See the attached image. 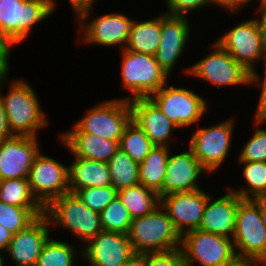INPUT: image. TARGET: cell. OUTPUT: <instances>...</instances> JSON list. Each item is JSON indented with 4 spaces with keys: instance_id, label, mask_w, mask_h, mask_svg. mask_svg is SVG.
<instances>
[{
    "instance_id": "obj_1",
    "label": "cell",
    "mask_w": 266,
    "mask_h": 266,
    "mask_svg": "<svg viewBox=\"0 0 266 266\" xmlns=\"http://www.w3.org/2000/svg\"><path fill=\"white\" fill-rule=\"evenodd\" d=\"M7 74L0 75L2 87ZM8 94L0 99L6 112L8 125L14 135L37 137L38 129L47 126L46 114L42 111L39 100L33 88L23 80L10 83Z\"/></svg>"
},
{
    "instance_id": "obj_2",
    "label": "cell",
    "mask_w": 266,
    "mask_h": 266,
    "mask_svg": "<svg viewBox=\"0 0 266 266\" xmlns=\"http://www.w3.org/2000/svg\"><path fill=\"white\" fill-rule=\"evenodd\" d=\"M127 236L135 253L164 252L181 247L182 236L161 205L150 214L132 219Z\"/></svg>"
},
{
    "instance_id": "obj_3",
    "label": "cell",
    "mask_w": 266,
    "mask_h": 266,
    "mask_svg": "<svg viewBox=\"0 0 266 266\" xmlns=\"http://www.w3.org/2000/svg\"><path fill=\"white\" fill-rule=\"evenodd\" d=\"M233 246L238 259L266 263V228L260 214V198L239 196ZM237 251V252H236Z\"/></svg>"
},
{
    "instance_id": "obj_4",
    "label": "cell",
    "mask_w": 266,
    "mask_h": 266,
    "mask_svg": "<svg viewBox=\"0 0 266 266\" xmlns=\"http://www.w3.org/2000/svg\"><path fill=\"white\" fill-rule=\"evenodd\" d=\"M44 215L50 224L66 227L85 243L103 230L99 213L88 208L74 193L52 200L44 208Z\"/></svg>"
},
{
    "instance_id": "obj_5",
    "label": "cell",
    "mask_w": 266,
    "mask_h": 266,
    "mask_svg": "<svg viewBox=\"0 0 266 266\" xmlns=\"http://www.w3.org/2000/svg\"><path fill=\"white\" fill-rule=\"evenodd\" d=\"M55 0H0V33L12 45L20 43L32 26L49 17Z\"/></svg>"
},
{
    "instance_id": "obj_6",
    "label": "cell",
    "mask_w": 266,
    "mask_h": 266,
    "mask_svg": "<svg viewBox=\"0 0 266 266\" xmlns=\"http://www.w3.org/2000/svg\"><path fill=\"white\" fill-rule=\"evenodd\" d=\"M181 246L186 266L195 261L202 266H229L238 259L232 239L198 229L184 233Z\"/></svg>"
},
{
    "instance_id": "obj_7",
    "label": "cell",
    "mask_w": 266,
    "mask_h": 266,
    "mask_svg": "<svg viewBox=\"0 0 266 266\" xmlns=\"http://www.w3.org/2000/svg\"><path fill=\"white\" fill-rule=\"evenodd\" d=\"M121 75L123 86L134 98H148L167 84L168 75L155 56L123 49Z\"/></svg>"
},
{
    "instance_id": "obj_8",
    "label": "cell",
    "mask_w": 266,
    "mask_h": 266,
    "mask_svg": "<svg viewBox=\"0 0 266 266\" xmlns=\"http://www.w3.org/2000/svg\"><path fill=\"white\" fill-rule=\"evenodd\" d=\"M132 120L130 100L117 99L101 102L88 109L83 118L67 132H84L110 140H120Z\"/></svg>"
},
{
    "instance_id": "obj_9",
    "label": "cell",
    "mask_w": 266,
    "mask_h": 266,
    "mask_svg": "<svg viewBox=\"0 0 266 266\" xmlns=\"http://www.w3.org/2000/svg\"><path fill=\"white\" fill-rule=\"evenodd\" d=\"M94 4L79 7L75 14L78 15L79 27L83 31V41L101 46L123 45L126 46L134 19L124 14H105L87 21ZM89 22V23H88Z\"/></svg>"
},
{
    "instance_id": "obj_10",
    "label": "cell",
    "mask_w": 266,
    "mask_h": 266,
    "mask_svg": "<svg viewBox=\"0 0 266 266\" xmlns=\"http://www.w3.org/2000/svg\"><path fill=\"white\" fill-rule=\"evenodd\" d=\"M165 84L148 98L179 128L198 122L207 109V102L186 88Z\"/></svg>"
},
{
    "instance_id": "obj_11",
    "label": "cell",
    "mask_w": 266,
    "mask_h": 266,
    "mask_svg": "<svg viewBox=\"0 0 266 266\" xmlns=\"http://www.w3.org/2000/svg\"><path fill=\"white\" fill-rule=\"evenodd\" d=\"M215 50L190 68L187 74L211 82L218 88L223 85H253V75L237 63L217 42Z\"/></svg>"
},
{
    "instance_id": "obj_12",
    "label": "cell",
    "mask_w": 266,
    "mask_h": 266,
    "mask_svg": "<svg viewBox=\"0 0 266 266\" xmlns=\"http://www.w3.org/2000/svg\"><path fill=\"white\" fill-rule=\"evenodd\" d=\"M217 43L252 75L255 61L264 60L262 33L257 19L239 23L225 33Z\"/></svg>"
},
{
    "instance_id": "obj_13",
    "label": "cell",
    "mask_w": 266,
    "mask_h": 266,
    "mask_svg": "<svg viewBox=\"0 0 266 266\" xmlns=\"http://www.w3.org/2000/svg\"><path fill=\"white\" fill-rule=\"evenodd\" d=\"M68 169L40 152L36 155L27 179L34 197L44 208L52 200L69 193Z\"/></svg>"
},
{
    "instance_id": "obj_14",
    "label": "cell",
    "mask_w": 266,
    "mask_h": 266,
    "mask_svg": "<svg viewBox=\"0 0 266 266\" xmlns=\"http://www.w3.org/2000/svg\"><path fill=\"white\" fill-rule=\"evenodd\" d=\"M234 121L226 120L210 128L197 130L189 148L206 172L213 173L221 166L230 151Z\"/></svg>"
},
{
    "instance_id": "obj_15",
    "label": "cell",
    "mask_w": 266,
    "mask_h": 266,
    "mask_svg": "<svg viewBox=\"0 0 266 266\" xmlns=\"http://www.w3.org/2000/svg\"><path fill=\"white\" fill-rule=\"evenodd\" d=\"M41 152L37 137L14 135L0 141V181L28 178L36 155Z\"/></svg>"
},
{
    "instance_id": "obj_16",
    "label": "cell",
    "mask_w": 266,
    "mask_h": 266,
    "mask_svg": "<svg viewBox=\"0 0 266 266\" xmlns=\"http://www.w3.org/2000/svg\"><path fill=\"white\" fill-rule=\"evenodd\" d=\"M208 198L209 195L202 189L176 192L160 197V205L182 236L188 231L198 229Z\"/></svg>"
},
{
    "instance_id": "obj_17",
    "label": "cell",
    "mask_w": 266,
    "mask_h": 266,
    "mask_svg": "<svg viewBox=\"0 0 266 266\" xmlns=\"http://www.w3.org/2000/svg\"><path fill=\"white\" fill-rule=\"evenodd\" d=\"M81 250L92 266H122L134 253L126 234L101 231Z\"/></svg>"
},
{
    "instance_id": "obj_18",
    "label": "cell",
    "mask_w": 266,
    "mask_h": 266,
    "mask_svg": "<svg viewBox=\"0 0 266 266\" xmlns=\"http://www.w3.org/2000/svg\"><path fill=\"white\" fill-rule=\"evenodd\" d=\"M186 17L166 13L161 15V39L155 58L168 76L183 53L189 37L190 25Z\"/></svg>"
},
{
    "instance_id": "obj_19",
    "label": "cell",
    "mask_w": 266,
    "mask_h": 266,
    "mask_svg": "<svg viewBox=\"0 0 266 266\" xmlns=\"http://www.w3.org/2000/svg\"><path fill=\"white\" fill-rule=\"evenodd\" d=\"M49 225L47 217L42 215L26 229L13 234L6 251L17 266H36L42 248L49 238Z\"/></svg>"
},
{
    "instance_id": "obj_20",
    "label": "cell",
    "mask_w": 266,
    "mask_h": 266,
    "mask_svg": "<svg viewBox=\"0 0 266 266\" xmlns=\"http://www.w3.org/2000/svg\"><path fill=\"white\" fill-rule=\"evenodd\" d=\"M134 121L154 146H169L172 131L178 128L149 98L129 99Z\"/></svg>"
},
{
    "instance_id": "obj_21",
    "label": "cell",
    "mask_w": 266,
    "mask_h": 266,
    "mask_svg": "<svg viewBox=\"0 0 266 266\" xmlns=\"http://www.w3.org/2000/svg\"><path fill=\"white\" fill-rule=\"evenodd\" d=\"M184 153L170 155L165 179L162 184V196L176 193L199 190L197 178L206 171L192 150L188 147Z\"/></svg>"
},
{
    "instance_id": "obj_22",
    "label": "cell",
    "mask_w": 266,
    "mask_h": 266,
    "mask_svg": "<svg viewBox=\"0 0 266 266\" xmlns=\"http://www.w3.org/2000/svg\"><path fill=\"white\" fill-rule=\"evenodd\" d=\"M209 196L198 230L233 238L236 224L239 195L233 190L214 201Z\"/></svg>"
},
{
    "instance_id": "obj_23",
    "label": "cell",
    "mask_w": 266,
    "mask_h": 266,
    "mask_svg": "<svg viewBox=\"0 0 266 266\" xmlns=\"http://www.w3.org/2000/svg\"><path fill=\"white\" fill-rule=\"evenodd\" d=\"M60 139L75 157L108 162L119 149V140L84 132H65Z\"/></svg>"
},
{
    "instance_id": "obj_24",
    "label": "cell",
    "mask_w": 266,
    "mask_h": 266,
    "mask_svg": "<svg viewBox=\"0 0 266 266\" xmlns=\"http://www.w3.org/2000/svg\"><path fill=\"white\" fill-rule=\"evenodd\" d=\"M69 192L76 193L87 187H106L111 185L107 162L75 157L68 166Z\"/></svg>"
},
{
    "instance_id": "obj_25",
    "label": "cell",
    "mask_w": 266,
    "mask_h": 266,
    "mask_svg": "<svg viewBox=\"0 0 266 266\" xmlns=\"http://www.w3.org/2000/svg\"><path fill=\"white\" fill-rule=\"evenodd\" d=\"M170 147L153 146L146 158L139 163V182L156 191L162 197V184L165 179Z\"/></svg>"
},
{
    "instance_id": "obj_26",
    "label": "cell",
    "mask_w": 266,
    "mask_h": 266,
    "mask_svg": "<svg viewBox=\"0 0 266 266\" xmlns=\"http://www.w3.org/2000/svg\"><path fill=\"white\" fill-rule=\"evenodd\" d=\"M161 39V16L137 22L134 21L125 49L155 56Z\"/></svg>"
},
{
    "instance_id": "obj_27",
    "label": "cell",
    "mask_w": 266,
    "mask_h": 266,
    "mask_svg": "<svg viewBox=\"0 0 266 266\" xmlns=\"http://www.w3.org/2000/svg\"><path fill=\"white\" fill-rule=\"evenodd\" d=\"M117 196L128 209L132 219L150 214L160 205L158 193L142 184L121 189Z\"/></svg>"
},
{
    "instance_id": "obj_28",
    "label": "cell",
    "mask_w": 266,
    "mask_h": 266,
    "mask_svg": "<svg viewBox=\"0 0 266 266\" xmlns=\"http://www.w3.org/2000/svg\"><path fill=\"white\" fill-rule=\"evenodd\" d=\"M110 170L111 185L117 190L140 184L138 166L132 158L120 148L107 162Z\"/></svg>"
},
{
    "instance_id": "obj_29",
    "label": "cell",
    "mask_w": 266,
    "mask_h": 266,
    "mask_svg": "<svg viewBox=\"0 0 266 266\" xmlns=\"http://www.w3.org/2000/svg\"><path fill=\"white\" fill-rule=\"evenodd\" d=\"M0 201L22 208H44L34 197L27 178L0 181Z\"/></svg>"
},
{
    "instance_id": "obj_30",
    "label": "cell",
    "mask_w": 266,
    "mask_h": 266,
    "mask_svg": "<svg viewBox=\"0 0 266 266\" xmlns=\"http://www.w3.org/2000/svg\"><path fill=\"white\" fill-rule=\"evenodd\" d=\"M153 146L148 136L132 120L119 140V148L138 164L146 158Z\"/></svg>"
},
{
    "instance_id": "obj_31",
    "label": "cell",
    "mask_w": 266,
    "mask_h": 266,
    "mask_svg": "<svg viewBox=\"0 0 266 266\" xmlns=\"http://www.w3.org/2000/svg\"><path fill=\"white\" fill-rule=\"evenodd\" d=\"M42 215L44 208H22L0 201V224L12 234L26 229Z\"/></svg>"
},
{
    "instance_id": "obj_32",
    "label": "cell",
    "mask_w": 266,
    "mask_h": 266,
    "mask_svg": "<svg viewBox=\"0 0 266 266\" xmlns=\"http://www.w3.org/2000/svg\"><path fill=\"white\" fill-rule=\"evenodd\" d=\"M240 163L244 164L243 177L248 187L234 192L243 199L266 197V162L240 161Z\"/></svg>"
},
{
    "instance_id": "obj_33",
    "label": "cell",
    "mask_w": 266,
    "mask_h": 266,
    "mask_svg": "<svg viewBox=\"0 0 266 266\" xmlns=\"http://www.w3.org/2000/svg\"><path fill=\"white\" fill-rule=\"evenodd\" d=\"M74 245L48 238L36 266H74Z\"/></svg>"
},
{
    "instance_id": "obj_34",
    "label": "cell",
    "mask_w": 266,
    "mask_h": 266,
    "mask_svg": "<svg viewBox=\"0 0 266 266\" xmlns=\"http://www.w3.org/2000/svg\"><path fill=\"white\" fill-rule=\"evenodd\" d=\"M99 217L103 231L127 235L132 218L118 196L99 213Z\"/></svg>"
},
{
    "instance_id": "obj_35",
    "label": "cell",
    "mask_w": 266,
    "mask_h": 266,
    "mask_svg": "<svg viewBox=\"0 0 266 266\" xmlns=\"http://www.w3.org/2000/svg\"><path fill=\"white\" fill-rule=\"evenodd\" d=\"M117 190L112 186L106 187H87L78 190L75 194L91 210L98 213L114 200L117 196Z\"/></svg>"
},
{
    "instance_id": "obj_36",
    "label": "cell",
    "mask_w": 266,
    "mask_h": 266,
    "mask_svg": "<svg viewBox=\"0 0 266 266\" xmlns=\"http://www.w3.org/2000/svg\"><path fill=\"white\" fill-rule=\"evenodd\" d=\"M239 161L266 162V129L257 127L238 158Z\"/></svg>"
},
{
    "instance_id": "obj_37",
    "label": "cell",
    "mask_w": 266,
    "mask_h": 266,
    "mask_svg": "<svg viewBox=\"0 0 266 266\" xmlns=\"http://www.w3.org/2000/svg\"><path fill=\"white\" fill-rule=\"evenodd\" d=\"M147 266H186L180 248L147 253Z\"/></svg>"
},
{
    "instance_id": "obj_38",
    "label": "cell",
    "mask_w": 266,
    "mask_h": 266,
    "mask_svg": "<svg viewBox=\"0 0 266 266\" xmlns=\"http://www.w3.org/2000/svg\"><path fill=\"white\" fill-rule=\"evenodd\" d=\"M168 11L165 12L169 15L186 16L188 12H193L204 6L207 3H211L210 0H166Z\"/></svg>"
},
{
    "instance_id": "obj_39",
    "label": "cell",
    "mask_w": 266,
    "mask_h": 266,
    "mask_svg": "<svg viewBox=\"0 0 266 266\" xmlns=\"http://www.w3.org/2000/svg\"><path fill=\"white\" fill-rule=\"evenodd\" d=\"M10 47H12L11 42L0 33V75L7 74L9 71Z\"/></svg>"
},
{
    "instance_id": "obj_40",
    "label": "cell",
    "mask_w": 266,
    "mask_h": 266,
    "mask_svg": "<svg viewBox=\"0 0 266 266\" xmlns=\"http://www.w3.org/2000/svg\"><path fill=\"white\" fill-rule=\"evenodd\" d=\"M14 134L9 128L6 112L0 99V141L13 137Z\"/></svg>"
},
{
    "instance_id": "obj_41",
    "label": "cell",
    "mask_w": 266,
    "mask_h": 266,
    "mask_svg": "<svg viewBox=\"0 0 266 266\" xmlns=\"http://www.w3.org/2000/svg\"><path fill=\"white\" fill-rule=\"evenodd\" d=\"M252 0H210L213 4L223 7L224 9L230 10V12H236L238 8L243 5H247Z\"/></svg>"
},
{
    "instance_id": "obj_42",
    "label": "cell",
    "mask_w": 266,
    "mask_h": 266,
    "mask_svg": "<svg viewBox=\"0 0 266 266\" xmlns=\"http://www.w3.org/2000/svg\"><path fill=\"white\" fill-rule=\"evenodd\" d=\"M122 266H147V253H133Z\"/></svg>"
},
{
    "instance_id": "obj_43",
    "label": "cell",
    "mask_w": 266,
    "mask_h": 266,
    "mask_svg": "<svg viewBox=\"0 0 266 266\" xmlns=\"http://www.w3.org/2000/svg\"><path fill=\"white\" fill-rule=\"evenodd\" d=\"M255 124L266 122V98H260L255 114Z\"/></svg>"
},
{
    "instance_id": "obj_44",
    "label": "cell",
    "mask_w": 266,
    "mask_h": 266,
    "mask_svg": "<svg viewBox=\"0 0 266 266\" xmlns=\"http://www.w3.org/2000/svg\"><path fill=\"white\" fill-rule=\"evenodd\" d=\"M261 18L258 19V23L262 33L264 55L266 57V6L260 5Z\"/></svg>"
},
{
    "instance_id": "obj_45",
    "label": "cell",
    "mask_w": 266,
    "mask_h": 266,
    "mask_svg": "<svg viewBox=\"0 0 266 266\" xmlns=\"http://www.w3.org/2000/svg\"><path fill=\"white\" fill-rule=\"evenodd\" d=\"M13 234L3 225L0 224V251L7 250Z\"/></svg>"
},
{
    "instance_id": "obj_46",
    "label": "cell",
    "mask_w": 266,
    "mask_h": 266,
    "mask_svg": "<svg viewBox=\"0 0 266 266\" xmlns=\"http://www.w3.org/2000/svg\"><path fill=\"white\" fill-rule=\"evenodd\" d=\"M263 62H265V66H264V77L262 78L263 79V81L262 82H259L260 80V78H259V74L258 73H255L254 75H253V84H256V85H260L261 83V88H262V90H261V94H260V98H266V57H265V59L263 60Z\"/></svg>"
},
{
    "instance_id": "obj_47",
    "label": "cell",
    "mask_w": 266,
    "mask_h": 266,
    "mask_svg": "<svg viewBox=\"0 0 266 266\" xmlns=\"http://www.w3.org/2000/svg\"><path fill=\"white\" fill-rule=\"evenodd\" d=\"M72 8L76 11L79 7L94 4L96 0H68Z\"/></svg>"
},
{
    "instance_id": "obj_48",
    "label": "cell",
    "mask_w": 266,
    "mask_h": 266,
    "mask_svg": "<svg viewBox=\"0 0 266 266\" xmlns=\"http://www.w3.org/2000/svg\"><path fill=\"white\" fill-rule=\"evenodd\" d=\"M260 214L262 217L263 225L266 228V197H260Z\"/></svg>"
},
{
    "instance_id": "obj_49",
    "label": "cell",
    "mask_w": 266,
    "mask_h": 266,
    "mask_svg": "<svg viewBox=\"0 0 266 266\" xmlns=\"http://www.w3.org/2000/svg\"><path fill=\"white\" fill-rule=\"evenodd\" d=\"M258 264L260 265V263L251 260L237 259L233 264L229 266H259Z\"/></svg>"
},
{
    "instance_id": "obj_50",
    "label": "cell",
    "mask_w": 266,
    "mask_h": 266,
    "mask_svg": "<svg viewBox=\"0 0 266 266\" xmlns=\"http://www.w3.org/2000/svg\"><path fill=\"white\" fill-rule=\"evenodd\" d=\"M4 264V259L2 257V254L0 253V266H3Z\"/></svg>"
},
{
    "instance_id": "obj_51",
    "label": "cell",
    "mask_w": 266,
    "mask_h": 266,
    "mask_svg": "<svg viewBox=\"0 0 266 266\" xmlns=\"http://www.w3.org/2000/svg\"><path fill=\"white\" fill-rule=\"evenodd\" d=\"M259 1H260V5L266 6V0H259Z\"/></svg>"
}]
</instances>
